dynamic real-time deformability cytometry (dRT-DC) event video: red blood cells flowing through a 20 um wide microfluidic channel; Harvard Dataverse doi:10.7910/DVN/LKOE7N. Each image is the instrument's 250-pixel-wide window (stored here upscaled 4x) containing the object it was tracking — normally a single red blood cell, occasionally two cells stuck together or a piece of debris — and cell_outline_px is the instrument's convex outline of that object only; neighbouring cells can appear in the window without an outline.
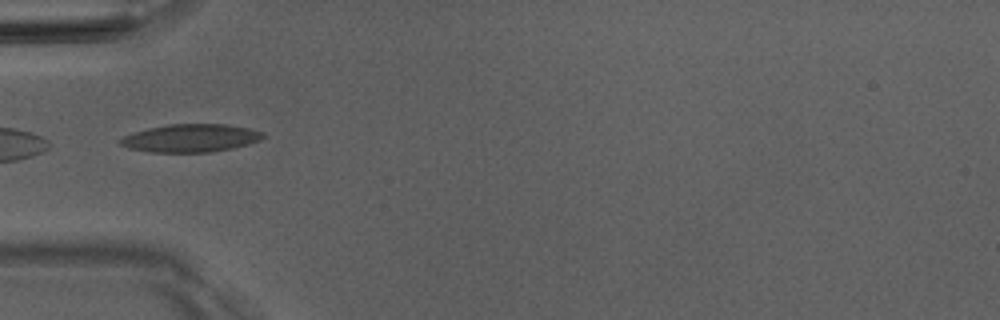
{"species": "Egyptian fruit bat (a non-hibernating species)", "species_latin": "Rousettus aegyptiacus", "temperature_condition": "room temperature", "stored_images_in_passage": 8, "camera_frame_rate_fps": 3000, "um_per_image_px": 0.085, "animal": {"sex": "male"}, "frame": {"image": 1, "passage_image": 7, "time_ms": 7.0, "image_size_px": [1000, 320], "cell_outline_px": [[264, 136], [260, 140], [248, 144], [232, 148], [212, 152], [148, 152], [128, 148], [120, 144], [120, 140], [124, 136], [148, 128], [168, 124], [228, 124], [248, 128], [264, 132]], "centroid_in_image_um": [16.23, 11.74], "position_along_channel_um": 68.8, "area_um2": 23.18}}